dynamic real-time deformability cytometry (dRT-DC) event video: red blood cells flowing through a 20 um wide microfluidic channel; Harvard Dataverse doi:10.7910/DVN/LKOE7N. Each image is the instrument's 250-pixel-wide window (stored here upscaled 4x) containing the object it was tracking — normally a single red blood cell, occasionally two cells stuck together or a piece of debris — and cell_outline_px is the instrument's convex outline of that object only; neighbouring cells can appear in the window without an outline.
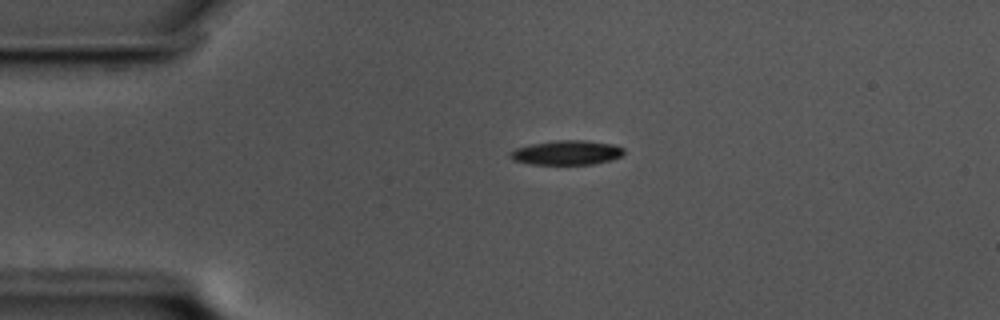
{"species": "common noctule bat (a hibernating species)", "species_latin": "Nyctalus noctula", "temperature_condition": "cold", "stored_images_in_passage": 39, "camera_frame_rate_fps": 3000, "um_per_image_px": 0.085, "animal": {"sex": "male", "body_mass_g": 17.5, "forearm_length_mm": 52.3}, "frame": {"image": 1, "passage_image": 1, "time_ms": 0.0, "image_size_px": [1000, 320], "cell_outline_px": [[620, 152], [616, 156], [600, 160], [580, 164], [548, 164], [524, 160], [516, 156], [516, 152], [524, 148], [544, 144], [600, 144], [620, 148]], "centroid_in_image_um": [48.24, 13.04], "position_along_channel_um": 36.8, "area_um2": 12.14}}
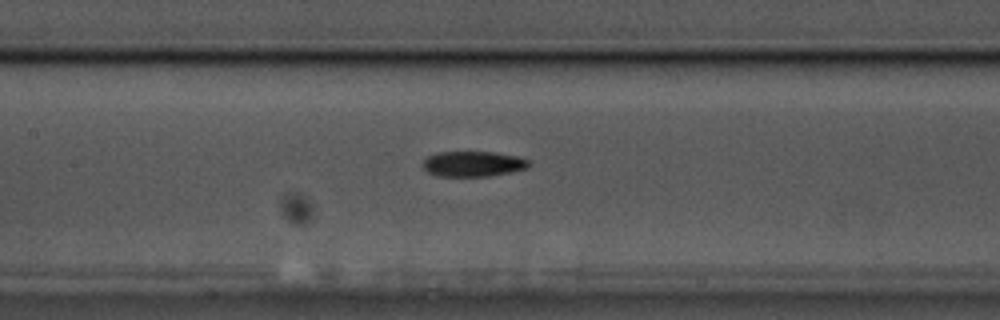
{"frame": {"image": 2, "passage_image": 15, "time_ms": 4.667, "image_size_px": [1000, 320], "cell_outline_px": [[524, 164], [520, 168], [496, 172], [436, 172], [428, 168], [428, 160], [432, 156], [452, 152], [480, 152], [504, 156], [524, 160]], "centroid_in_image_um": [40.19, 13.82], "position_along_channel_um": 167.2, "area_um2": 11.56}}
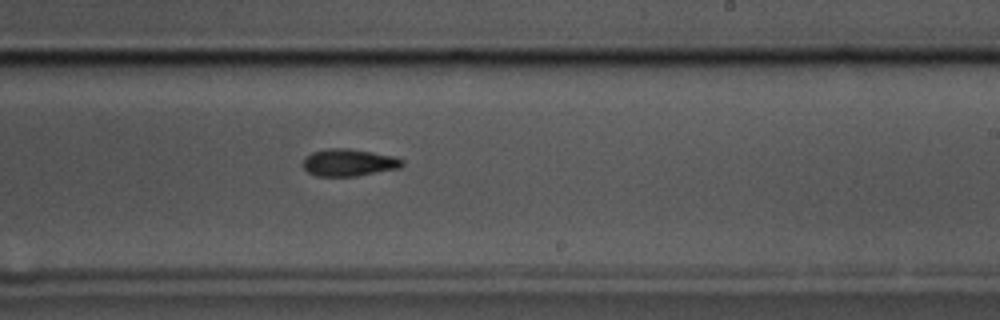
{"frame": {"image": 3, "passage_image": 23, "time_ms": 7.333, "image_size_px": [1000, 320], "cell_outline_px": [[400, 164], [388, 168], [344, 176], [332, 176], [312, 172], [304, 164], [312, 156], [320, 152], [364, 152], [400, 160]], "centroid_in_image_um": [29.6, 13.87], "position_along_channel_um": 259.4, "area_um2": 12.14}}